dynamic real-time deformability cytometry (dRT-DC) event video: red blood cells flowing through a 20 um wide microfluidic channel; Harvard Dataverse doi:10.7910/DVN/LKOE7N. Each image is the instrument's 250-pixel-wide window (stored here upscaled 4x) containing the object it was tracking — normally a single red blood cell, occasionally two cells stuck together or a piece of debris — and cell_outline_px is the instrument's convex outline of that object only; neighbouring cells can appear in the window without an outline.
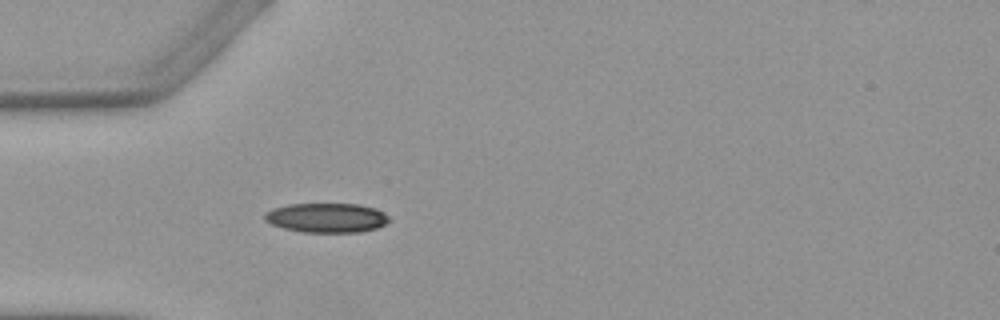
{"species": "Egyptian fruit bat (a non-hibernating species)", "species_latin": "Rousettus aegyptiacus", "temperature_condition": "warm", "stored_images_in_passage": 1, "camera_frame_rate_fps": 3000, "um_per_image_px": 0.085, "animal": {"sex": "female"}, "frame": {"image": 1, "passage_image": 1, "time_ms": 0.0, "image_size_px": [1000, 320], "cell_outline_px": [[392, 220], [376, 228], [360, 232], [304, 232], [284, 228], [272, 224], [264, 220], [264, 212], [272, 208], [288, 204], [360, 204], [376, 208], [384, 212]], "centroid_in_image_um": [27.77, 18.5], "position_along_channel_um": 57.2, "area_um2": 21.5}}